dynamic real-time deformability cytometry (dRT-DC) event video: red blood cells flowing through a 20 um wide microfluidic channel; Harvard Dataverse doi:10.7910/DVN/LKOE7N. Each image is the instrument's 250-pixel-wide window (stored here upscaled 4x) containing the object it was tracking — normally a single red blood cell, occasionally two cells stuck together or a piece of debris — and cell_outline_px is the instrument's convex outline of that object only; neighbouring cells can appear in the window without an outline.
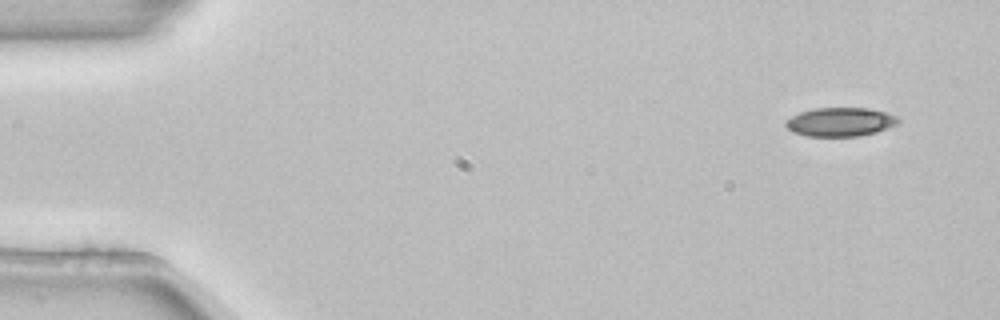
{"species": "common noctule bat (a hibernating species)", "species_latin": "Nyctalus noctula", "temperature_condition": "room temperature", "stored_images_in_passage": 5, "segment_of_instrument_passage": [2, 2], "camera_frame_rate_fps": 3000, "um_per_image_px": 0.085, "animal": {"sex": "female", "body_mass_g": 22.7, "forearm_length_mm": 54.2}, "frame": {"image": 1, "passage_image": 5, "time_ms": 1.333, "image_size_px": [1000, 320], "cell_outline_px": [[900, 124], [876, 132], [856, 136], [808, 136], [792, 132], [784, 124], [792, 116], [800, 112], [816, 108], [868, 108], [888, 112], [900, 116]], "centroid_in_image_um": [71.5, 10.36], "position_along_channel_um": 13.5, "area_um2": 19.02}}